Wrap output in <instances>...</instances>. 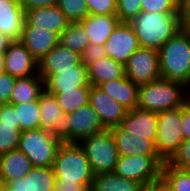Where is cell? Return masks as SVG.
Instances as JSON below:
<instances>
[{"mask_svg":"<svg viewBox=\"0 0 190 191\" xmlns=\"http://www.w3.org/2000/svg\"><path fill=\"white\" fill-rule=\"evenodd\" d=\"M129 24L141 48L157 51L182 27L178 13L146 11H141Z\"/></svg>","mask_w":190,"mask_h":191,"instance_id":"1","label":"cell"},{"mask_svg":"<svg viewBox=\"0 0 190 191\" xmlns=\"http://www.w3.org/2000/svg\"><path fill=\"white\" fill-rule=\"evenodd\" d=\"M189 100V87L160 78L139 85L137 108L159 113L183 107Z\"/></svg>","mask_w":190,"mask_h":191,"instance_id":"2","label":"cell"},{"mask_svg":"<svg viewBox=\"0 0 190 191\" xmlns=\"http://www.w3.org/2000/svg\"><path fill=\"white\" fill-rule=\"evenodd\" d=\"M160 77L177 81L190 89V41L181 29L158 51Z\"/></svg>","mask_w":190,"mask_h":191,"instance_id":"3","label":"cell"},{"mask_svg":"<svg viewBox=\"0 0 190 191\" xmlns=\"http://www.w3.org/2000/svg\"><path fill=\"white\" fill-rule=\"evenodd\" d=\"M56 181L80 183L86 188L93 185L95 174L78 143L62 142L53 163Z\"/></svg>","mask_w":190,"mask_h":191,"instance_id":"4","label":"cell"},{"mask_svg":"<svg viewBox=\"0 0 190 191\" xmlns=\"http://www.w3.org/2000/svg\"><path fill=\"white\" fill-rule=\"evenodd\" d=\"M78 144L83 149L95 175L114 172L119 153L110 129L84 138Z\"/></svg>","mask_w":190,"mask_h":191,"instance_id":"5","label":"cell"},{"mask_svg":"<svg viewBox=\"0 0 190 191\" xmlns=\"http://www.w3.org/2000/svg\"><path fill=\"white\" fill-rule=\"evenodd\" d=\"M61 143L50 132L39 128L21 131L18 149L29 158L32 166L52 167Z\"/></svg>","mask_w":190,"mask_h":191,"instance_id":"6","label":"cell"},{"mask_svg":"<svg viewBox=\"0 0 190 191\" xmlns=\"http://www.w3.org/2000/svg\"><path fill=\"white\" fill-rule=\"evenodd\" d=\"M164 163L160 155L119 156L114 173L145 187L161 177Z\"/></svg>","mask_w":190,"mask_h":191,"instance_id":"7","label":"cell"},{"mask_svg":"<svg viewBox=\"0 0 190 191\" xmlns=\"http://www.w3.org/2000/svg\"><path fill=\"white\" fill-rule=\"evenodd\" d=\"M182 107L158 113L156 150L167 162L184 140L182 129Z\"/></svg>","mask_w":190,"mask_h":191,"instance_id":"8","label":"cell"},{"mask_svg":"<svg viewBox=\"0 0 190 191\" xmlns=\"http://www.w3.org/2000/svg\"><path fill=\"white\" fill-rule=\"evenodd\" d=\"M41 110L40 128L50 132L61 142L70 143L68 114L59 106L54 95L44 91L39 97Z\"/></svg>","mask_w":190,"mask_h":191,"instance_id":"9","label":"cell"},{"mask_svg":"<svg viewBox=\"0 0 190 191\" xmlns=\"http://www.w3.org/2000/svg\"><path fill=\"white\" fill-rule=\"evenodd\" d=\"M124 69L125 76L138 85L160 79L158 51L140 47L129 57Z\"/></svg>","mask_w":190,"mask_h":191,"instance_id":"10","label":"cell"},{"mask_svg":"<svg viewBox=\"0 0 190 191\" xmlns=\"http://www.w3.org/2000/svg\"><path fill=\"white\" fill-rule=\"evenodd\" d=\"M104 47L109 58L125 65L140 45L133 27L129 23H120L111 33Z\"/></svg>","mask_w":190,"mask_h":191,"instance_id":"11","label":"cell"},{"mask_svg":"<svg viewBox=\"0 0 190 191\" xmlns=\"http://www.w3.org/2000/svg\"><path fill=\"white\" fill-rule=\"evenodd\" d=\"M89 104L99 115L103 126L106 129L119 126L128 110L124 108L117 100L110 97L98 86L91 85L89 92Z\"/></svg>","mask_w":190,"mask_h":191,"instance_id":"12","label":"cell"},{"mask_svg":"<svg viewBox=\"0 0 190 191\" xmlns=\"http://www.w3.org/2000/svg\"><path fill=\"white\" fill-rule=\"evenodd\" d=\"M5 72L16 78L38 74V61L19 41H13L4 51Z\"/></svg>","mask_w":190,"mask_h":191,"instance_id":"13","label":"cell"},{"mask_svg":"<svg viewBox=\"0 0 190 191\" xmlns=\"http://www.w3.org/2000/svg\"><path fill=\"white\" fill-rule=\"evenodd\" d=\"M82 64V54H79L65 46L56 45L38 63V74L45 80L48 76L60 73V71L74 70Z\"/></svg>","mask_w":190,"mask_h":191,"instance_id":"14","label":"cell"},{"mask_svg":"<svg viewBox=\"0 0 190 191\" xmlns=\"http://www.w3.org/2000/svg\"><path fill=\"white\" fill-rule=\"evenodd\" d=\"M68 119L70 123V143H79L84 138L106 129L99 115L89 103L79 110L69 113Z\"/></svg>","mask_w":190,"mask_h":191,"instance_id":"15","label":"cell"},{"mask_svg":"<svg viewBox=\"0 0 190 191\" xmlns=\"http://www.w3.org/2000/svg\"><path fill=\"white\" fill-rule=\"evenodd\" d=\"M158 113L134 108L127 112L119 127L133 135L152 140L157 137Z\"/></svg>","mask_w":190,"mask_h":191,"instance_id":"16","label":"cell"},{"mask_svg":"<svg viewBox=\"0 0 190 191\" xmlns=\"http://www.w3.org/2000/svg\"><path fill=\"white\" fill-rule=\"evenodd\" d=\"M58 35L57 33L46 29H39L32 25H23L19 42L40 62L45 55L58 45Z\"/></svg>","mask_w":190,"mask_h":191,"instance_id":"17","label":"cell"},{"mask_svg":"<svg viewBox=\"0 0 190 191\" xmlns=\"http://www.w3.org/2000/svg\"><path fill=\"white\" fill-rule=\"evenodd\" d=\"M70 22L57 5L38 7L25 11L24 25H32L39 29L61 34Z\"/></svg>","mask_w":190,"mask_h":191,"instance_id":"18","label":"cell"},{"mask_svg":"<svg viewBox=\"0 0 190 191\" xmlns=\"http://www.w3.org/2000/svg\"><path fill=\"white\" fill-rule=\"evenodd\" d=\"M110 131L115 140L119 156L159 155L152 140L133 135L122 130L119 126L111 128Z\"/></svg>","mask_w":190,"mask_h":191,"instance_id":"19","label":"cell"},{"mask_svg":"<svg viewBox=\"0 0 190 191\" xmlns=\"http://www.w3.org/2000/svg\"><path fill=\"white\" fill-rule=\"evenodd\" d=\"M25 22V11L18 0H0V32L19 41Z\"/></svg>","mask_w":190,"mask_h":191,"instance_id":"20","label":"cell"},{"mask_svg":"<svg viewBox=\"0 0 190 191\" xmlns=\"http://www.w3.org/2000/svg\"><path fill=\"white\" fill-rule=\"evenodd\" d=\"M77 87H91L88 79V68L83 64L74 67V70L60 71V73L48 76L44 80L46 92L76 90Z\"/></svg>","mask_w":190,"mask_h":191,"instance_id":"21","label":"cell"},{"mask_svg":"<svg viewBox=\"0 0 190 191\" xmlns=\"http://www.w3.org/2000/svg\"><path fill=\"white\" fill-rule=\"evenodd\" d=\"M79 23L84 27L90 44L104 45L120 21L116 15H88Z\"/></svg>","mask_w":190,"mask_h":191,"instance_id":"22","label":"cell"},{"mask_svg":"<svg viewBox=\"0 0 190 191\" xmlns=\"http://www.w3.org/2000/svg\"><path fill=\"white\" fill-rule=\"evenodd\" d=\"M99 88L117 100L128 111L137 107L139 85L133 83L125 75L119 79L102 83Z\"/></svg>","mask_w":190,"mask_h":191,"instance_id":"23","label":"cell"},{"mask_svg":"<svg viewBox=\"0 0 190 191\" xmlns=\"http://www.w3.org/2000/svg\"><path fill=\"white\" fill-rule=\"evenodd\" d=\"M31 167L29 158L19 149L0 154V179L4 184L24 178Z\"/></svg>","mask_w":190,"mask_h":191,"instance_id":"24","label":"cell"},{"mask_svg":"<svg viewBox=\"0 0 190 191\" xmlns=\"http://www.w3.org/2000/svg\"><path fill=\"white\" fill-rule=\"evenodd\" d=\"M44 91V80L39 74L17 78L9 104L18 105L35 101Z\"/></svg>","mask_w":190,"mask_h":191,"instance_id":"25","label":"cell"},{"mask_svg":"<svg viewBox=\"0 0 190 191\" xmlns=\"http://www.w3.org/2000/svg\"><path fill=\"white\" fill-rule=\"evenodd\" d=\"M87 68L90 85L98 87L102 83L119 79L125 75L124 65L108 56L93 62Z\"/></svg>","mask_w":190,"mask_h":191,"instance_id":"26","label":"cell"},{"mask_svg":"<svg viewBox=\"0 0 190 191\" xmlns=\"http://www.w3.org/2000/svg\"><path fill=\"white\" fill-rule=\"evenodd\" d=\"M92 188L95 191H144L138 181L125 179L114 172L96 174Z\"/></svg>","mask_w":190,"mask_h":191,"instance_id":"27","label":"cell"},{"mask_svg":"<svg viewBox=\"0 0 190 191\" xmlns=\"http://www.w3.org/2000/svg\"><path fill=\"white\" fill-rule=\"evenodd\" d=\"M90 89L91 87H77L76 90L48 93L54 95L63 112L69 114L89 103Z\"/></svg>","mask_w":190,"mask_h":191,"instance_id":"28","label":"cell"},{"mask_svg":"<svg viewBox=\"0 0 190 191\" xmlns=\"http://www.w3.org/2000/svg\"><path fill=\"white\" fill-rule=\"evenodd\" d=\"M58 45L83 54L90 42L84 27L78 22L69 23L67 28L58 35Z\"/></svg>","mask_w":190,"mask_h":191,"instance_id":"29","label":"cell"},{"mask_svg":"<svg viewBox=\"0 0 190 191\" xmlns=\"http://www.w3.org/2000/svg\"><path fill=\"white\" fill-rule=\"evenodd\" d=\"M14 111L21 131L40 128L41 110L39 99L24 104L14 105Z\"/></svg>","mask_w":190,"mask_h":191,"instance_id":"30","label":"cell"},{"mask_svg":"<svg viewBox=\"0 0 190 191\" xmlns=\"http://www.w3.org/2000/svg\"><path fill=\"white\" fill-rule=\"evenodd\" d=\"M26 176L29 178L30 191H54L56 188L53 167L32 166Z\"/></svg>","mask_w":190,"mask_h":191,"instance_id":"31","label":"cell"},{"mask_svg":"<svg viewBox=\"0 0 190 191\" xmlns=\"http://www.w3.org/2000/svg\"><path fill=\"white\" fill-rule=\"evenodd\" d=\"M161 177L172 191H190V170L177 169L165 162L162 166Z\"/></svg>","mask_w":190,"mask_h":191,"instance_id":"32","label":"cell"},{"mask_svg":"<svg viewBox=\"0 0 190 191\" xmlns=\"http://www.w3.org/2000/svg\"><path fill=\"white\" fill-rule=\"evenodd\" d=\"M57 6L70 23L81 22L89 15L85 0H58Z\"/></svg>","mask_w":190,"mask_h":191,"instance_id":"33","label":"cell"},{"mask_svg":"<svg viewBox=\"0 0 190 191\" xmlns=\"http://www.w3.org/2000/svg\"><path fill=\"white\" fill-rule=\"evenodd\" d=\"M20 135L19 126L0 124V154L18 149Z\"/></svg>","mask_w":190,"mask_h":191,"instance_id":"34","label":"cell"},{"mask_svg":"<svg viewBox=\"0 0 190 191\" xmlns=\"http://www.w3.org/2000/svg\"><path fill=\"white\" fill-rule=\"evenodd\" d=\"M142 0H121L116 6L120 23H130L141 11Z\"/></svg>","mask_w":190,"mask_h":191,"instance_id":"35","label":"cell"},{"mask_svg":"<svg viewBox=\"0 0 190 191\" xmlns=\"http://www.w3.org/2000/svg\"><path fill=\"white\" fill-rule=\"evenodd\" d=\"M167 163L181 170H190V139H184Z\"/></svg>","mask_w":190,"mask_h":191,"instance_id":"36","label":"cell"},{"mask_svg":"<svg viewBox=\"0 0 190 191\" xmlns=\"http://www.w3.org/2000/svg\"><path fill=\"white\" fill-rule=\"evenodd\" d=\"M142 11L159 13H178L177 0H142Z\"/></svg>","mask_w":190,"mask_h":191,"instance_id":"37","label":"cell"},{"mask_svg":"<svg viewBox=\"0 0 190 191\" xmlns=\"http://www.w3.org/2000/svg\"><path fill=\"white\" fill-rule=\"evenodd\" d=\"M89 15H116L115 0H85Z\"/></svg>","mask_w":190,"mask_h":191,"instance_id":"38","label":"cell"},{"mask_svg":"<svg viewBox=\"0 0 190 191\" xmlns=\"http://www.w3.org/2000/svg\"><path fill=\"white\" fill-rule=\"evenodd\" d=\"M16 79L6 72L0 75V105L9 104Z\"/></svg>","mask_w":190,"mask_h":191,"instance_id":"39","label":"cell"},{"mask_svg":"<svg viewBox=\"0 0 190 191\" xmlns=\"http://www.w3.org/2000/svg\"><path fill=\"white\" fill-rule=\"evenodd\" d=\"M106 50L104 45L90 44L82 54V64L85 67L90 66L93 62L106 57Z\"/></svg>","mask_w":190,"mask_h":191,"instance_id":"40","label":"cell"},{"mask_svg":"<svg viewBox=\"0 0 190 191\" xmlns=\"http://www.w3.org/2000/svg\"><path fill=\"white\" fill-rule=\"evenodd\" d=\"M0 124L7 126H19L16 113L14 111V104L0 105Z\"/></svg>","mask_w":190,"mask_h":191,"instance_id":"41","label":"cell"},{"mask_svg":"<svg viewBox=\"0 0 190 191\" xmlns=\"http://www.w3.org/2000/svg\"><path fill=\"white\" fill-rule=\"evenodd\" d=\"M21 7L26 10H30L38 7H49L58 4V0H18Z\"/></svg>","mask_w":190,"mask_h":191,"instance_id":"42","label":"cell"},{"mask_svg":"<svg viewBox=\"0 0 190 191\" xmlns=\"http://www.w3.org/2000/svg\"><path fill=\"white\" fill-rule=\"evenodd\" d=\"M5 191H30L29 178H19L5 184Z\"/></svg>","mask_w":190,"mask_h":191,"instance_id":"43","label":"cell"},{"mask_svg":"<svg viewBox=\"0 0 190 191\" xmlns=\"http://www.w3.org/2000/svg\"><path fill=\"white\" fill-rule=\"evenodd\" d=\"M181 123L184 139H190V100L182 107Z\"/></svg>","mask_w":190,"mask_h":191,"instance_id":"44","label":"cell"},{"mask_svg":"<svg viewBox=\"0 0 190 191\" xmlns=\"http://www.w3.org/2000/svg\"><path fill=\"white\" fill-rule=\"evenodd\" d=\"M178 15L181 25L190 23V0L178 1Z\"/></svg>","mask_w":190,"mask_h":191,"instance_id":"45","label":"cell"},{"mask_svg":"<svg viewBox=\"0 0 190 191\" xmlns=\"http://www.w3.org/2000/svg\"><path fill=\"white\" fill-rule=\"evenodd\" d=\"M86 187L80 183H70L64 181H56L54 191H84Z\"/></svg>","mask_w":190,"mask_h":191,"instance_id":"46","label":"cell"},{"mask_svg":"<svg viewBox=\"0 0 190 191\" xmlns=\"http://www.w3.org/2000/svg\"><path fill=\"white\" fill-rule=\"evenodd\" d=\"M144 191H172L168 183L160 177L144 187Z\"/></svg>","mask_w":190,"mask_h":191,"instance_id":"47","label":"cell"},{"mask_svg":"<svg viewBox=\"0 0 190 191\" xmlns=\"http://www.w3.org/2000/svg\"><path fill=\"white\" fill-rule=\"evenodd\" d=\"M13 41L0 32V53H4Z\"/></svg>","mask_w":190,"mask_h":191,"instance_id":"48","label":"cell"},{"mask_svg":"<svg viewBox=\"0 0 190 191\" xmlns=\"http://www.w3.org/2000/svg\"><path fill=\"white\" fill-rule=\"evenodd\" d=\"M5 72L4 53H0V75Z\"/></svg>","mask_w":190,"mask_h":191,"instance_id":"49","label":"cell"},{"mask_svg":"<svg viewBox=\"0 0 190 191\" xmlns=\"http://www.w3.org/2000/svg\"><path fill=\"white\" fill-rule=\"evenodd\" d=\"M181 29L187 34L190 41V23L182 25Z\"/></svg>","mask_w":190,"mask_h":191,"instance_id":"50","label":"cell"},{"mask_svg":"<svg viewBox=\"0 0 190 191\" xmlns=\"http://www.w3.org/2000/svg\"><path fill=\"white\" fill-rule=\"evenodd\" d=\"M0 191H5V184L1 179H0Z\"/></svg>","mask_w":190,"mask_h":191,"instance_id":"51","label":"cell"},{"mask_svg":"<svg viewBox=\"0 0 190 191\" xmlns=\"http://www.w3.org/2000/svg\"><path fill=\"white\" fill-rule=\"evenodd\" d=\"M84 191H95L92 187L86 188Z\"/></svg>","mask_w":190,"mask_h":191,"instance_id":"52","label":"cell"}]
</instances>
